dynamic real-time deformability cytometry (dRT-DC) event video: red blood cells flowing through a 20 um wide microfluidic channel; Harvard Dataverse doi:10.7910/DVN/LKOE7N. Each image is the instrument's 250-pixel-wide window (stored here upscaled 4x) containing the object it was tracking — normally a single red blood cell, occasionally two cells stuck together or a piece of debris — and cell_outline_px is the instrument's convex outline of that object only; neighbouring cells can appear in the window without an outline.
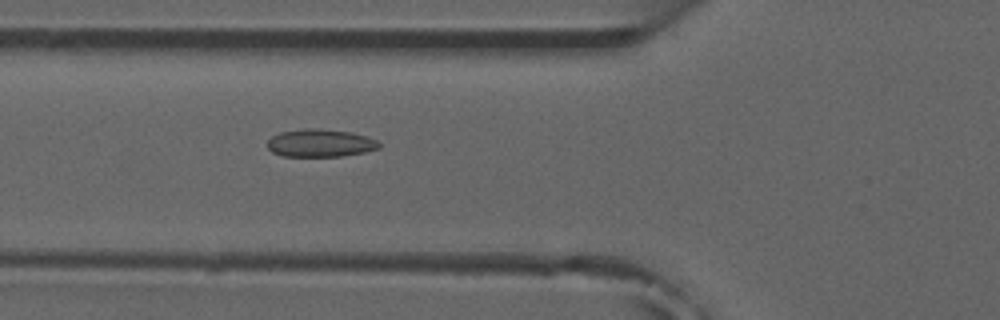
{"species": "common noctule bat (a hibernating species)", "species_latin": "Nyctalus noctula", "temperature_condition": "room temperature", "stored_images_in_passage": 6, "camera_frame_rate_fps": 3000, "um_per_image_px": 0.085, "animal": {"sex": "male", "forearm_length_mm": 52.5}, "frame": {"image": 1, "passage_image": 6, "time_ms": 5.667, "image_size_px": [1000, 320], "cell_outline_px": [[380, 148], [364, 152], [340, 156], [280, 156], [272, 152], [268, 148], [268, 140], [272, 136], [280, 132], [308, 128], [320, 128], [352, 132], [376, 140], [380, 144]], "centroid_in_image_um": [27.2, 12.16], "position_along_channel_um": 98.6, "area_um2": 18.03}}